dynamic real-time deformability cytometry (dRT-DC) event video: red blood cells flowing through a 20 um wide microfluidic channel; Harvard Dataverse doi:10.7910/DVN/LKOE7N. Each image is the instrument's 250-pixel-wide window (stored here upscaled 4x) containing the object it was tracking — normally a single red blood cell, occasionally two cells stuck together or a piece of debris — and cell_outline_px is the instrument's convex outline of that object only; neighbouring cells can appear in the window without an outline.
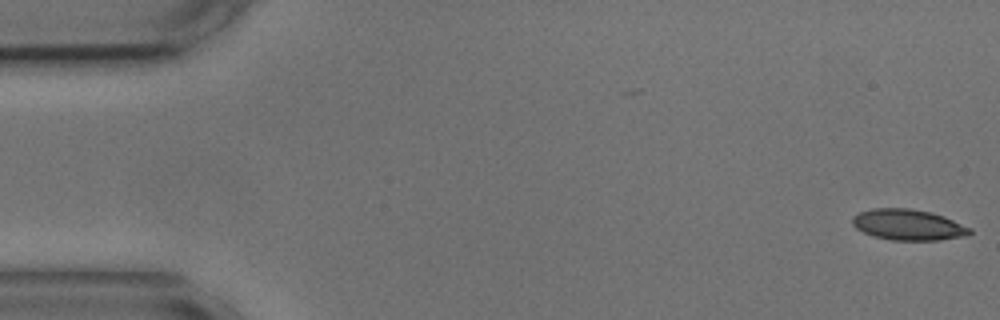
{"species": "common noctule bat (a hibernating species)", "species_latin": "Nyctalus noctula", "temperature_condition": "cold", "stored_images_in_passage": 54, "camera_frame_rate_fps": 3000, "um_per_image_px": 0.085, "animal": {"sex": "male", "body_mass_g": 17.9, "forearm_length_mm": 54.2}, "frame": {"image": 1, "passage_image": 1, "time_ms": 0.0, "image_size_px": [1000, 320], "cell_outline_px": [[972, 232], [968, 236], [940, 240], [892, 240], [872, 236], [856, 228], [852, 224], [852, 216], [860, 212], [872, 208], [908, 208], [932, 212], [944, 216], [972, 228]], "centroid_in_image_um": [77.22, 19.1], "position_along_channel_um": 7.8, "area_um2": 21.33}}
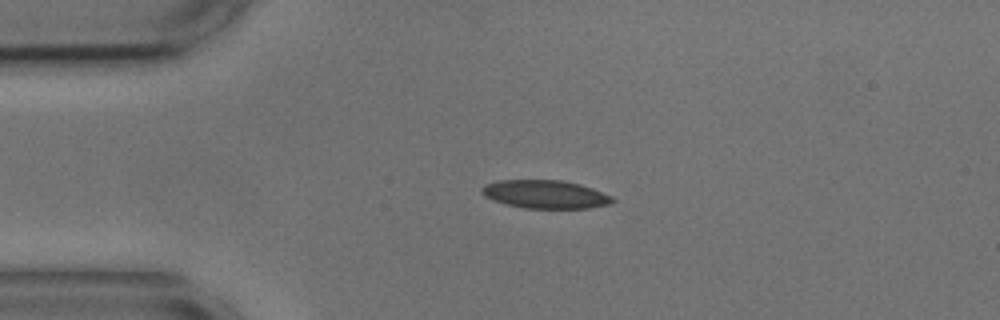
{"frame": {"image": 2, "passage_image": 12, "time_ms": 3.667, "image_size_px": [1000, 320], "cell_outline_px": [[616, 200], [612, 204], [588, 208], [524, 208], [508, 204], [484, 196], [480, 192], [480, 188], [484, 184], [500, 180], [560, 180], [580, 184], [592, 188], [612, 196]], "centroid_in_image_um": [46.37, 16.51], "position_along_channel_um": 38.6, "area_um2": 21.5}}
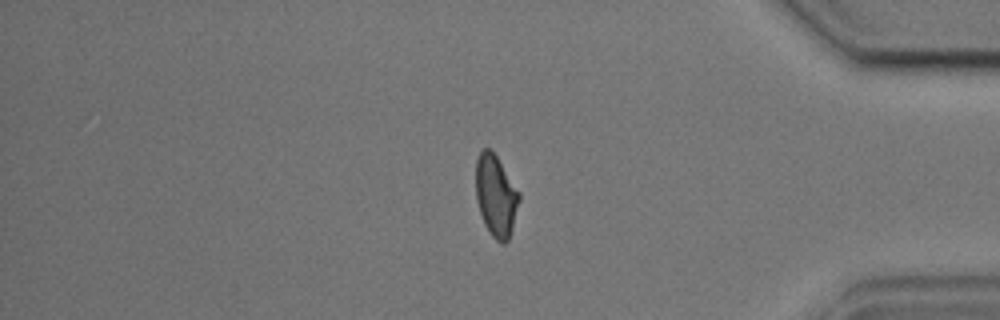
{"frame": {"image": 3, "passage_image": 46, "time_ms": 15.0, "image_size_px": [1000, 320], "cell_outline_px": [[520, 200], [512, 228], [508, 240], [504, 244], [500, 244], [492, 236], [484, 224], [476, 200], [476, 160], [480, 152], [484, 148], [492, 148], [520, 192]], "centroid_in_image_um": [42.15, 16.62], "position_along_channel_um": 393.0, "area_um2": 20.81}, "authors_computed_cell_mechanics": {"area_um2": 21.3282, "velocity_mm_per_s": 3.5934, "shape_relaxation_time_tau1_ms": 4.5962, "shape_relaxation_time_tau2_ms": 1.6892, "deformation_change_tau1": 0.1371, "deformation_change_tau2": 0.0691}}